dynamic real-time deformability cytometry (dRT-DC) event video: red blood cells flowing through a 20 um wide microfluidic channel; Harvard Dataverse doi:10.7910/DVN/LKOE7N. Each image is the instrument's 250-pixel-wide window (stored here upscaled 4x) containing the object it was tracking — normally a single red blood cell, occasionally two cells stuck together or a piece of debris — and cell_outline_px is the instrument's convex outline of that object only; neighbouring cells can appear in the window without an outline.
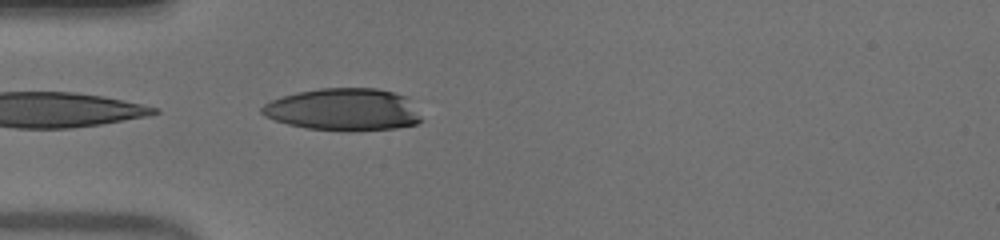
{"species": "human", "species_latin": "Homo sapiens", "temperature_condition": "warm", "stored_images_in_passage": 8, "camera_frame_rate_fps": 3000, "um_per_image_px": 0.085, "donor": {"sex": "male"}, "frame": {"image": 1, "passage_image": 1, "time_ms": 0.0, "image_size_px": [1000, 240], "cell_outline_px": [[420, 120], [416, 124], [396, 128], [352, 132], [304, 128], [288, 124], [264, 116], [260, 112], [260, 108], [264, 104], [272, 100], [296, 92], [320, 88], [376, 88], [392, 92], [404, 96], [420, 116]], "centroid_in_image_um": [29.14, 9.33], "position_along_channel_um": 55.9, "area_um2": 39.19}}
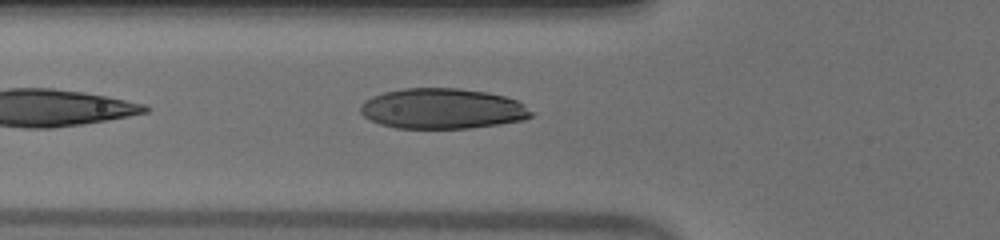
{"frame": {"image": 2, "passage_image": 4, "time_ms": 1.0, "image_size_px": [1000, 240], "cell_outline_px": [[532, 116], [524, 120], [500, 124], [468, 128], [396, 128], [380, 124], [364, 116], [360, 112], [360, 104], [364, 100], [372, 96], [384, 92], [404, 88], [456, 88], [488, 92], [504, 96], [516, 100], [524, 104], [532, 112]], "centroid_in_image_um": [37.59, 9.23], "position_along_channel_um": 88.2, "area_um2": 40.29}}
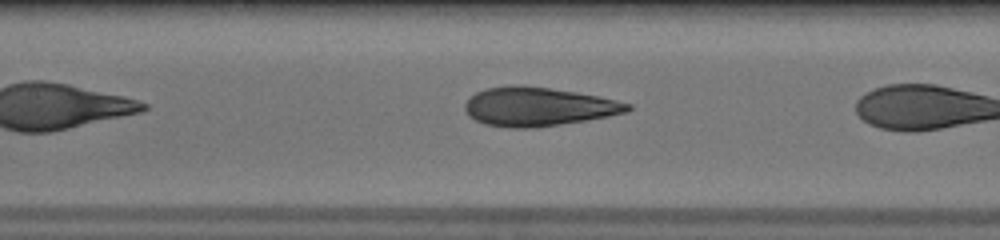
{"frame": {"image": 3, "passage_image": 7, "time_ms": 2.0, "image_size_px": [1000, 240], "cell_outline_px": [[632, 108], [628, 112], [608, 116], [536, 128], [508, 128], [484, 124], [468, 116], [464, 108], [464, 104], [476, 92], [488, 88], [516, 84], [548, 88], [576, 92], [600, 96], [632, 104]], "centroid_in_image_um": [45.74, 9.07], "position_along_channel_um": 161.7, "area_um2": 36.76}}